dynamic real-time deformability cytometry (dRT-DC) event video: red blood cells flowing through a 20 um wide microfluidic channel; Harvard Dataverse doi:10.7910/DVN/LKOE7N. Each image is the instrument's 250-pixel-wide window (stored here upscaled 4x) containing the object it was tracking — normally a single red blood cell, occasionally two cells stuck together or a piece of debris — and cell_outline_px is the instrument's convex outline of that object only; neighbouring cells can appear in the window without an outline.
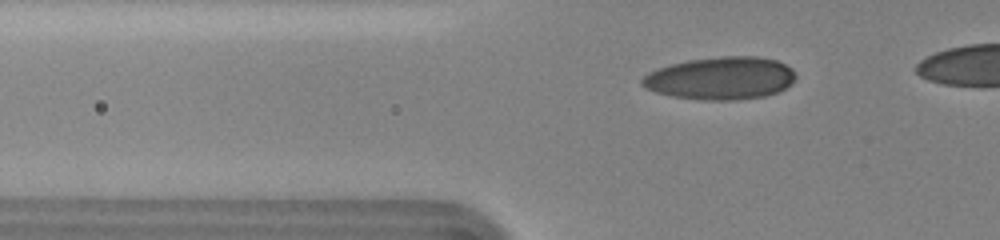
{"species": "human", "species_latin": "Homo sapiens", "temperature_condition": "cold", "stored_images_in_passage": 73, "camera_frame_rate_fps": 3000, "um_per_image_px": 0.085, "donor": {"sex": "female"}, "frame": {"image": 1, "passage_image": 30, "time_ms": 5.667, "image_size_px": [1000, 240], "cell_outline_px": [[796, 76], [784, 88], [776, 92], [764, 96], [740, 100], [700, 100], [672, 96], [656, 92], [644, 88], [640, 84], [640, 80], [648, 72], [672, 64], [688, 60], [720, 56], [756, 56], [776, 60], [792, 68], [796, 72]], "centroid_in_image_um": [61.23, 6.65], "position_along_channel_um": 64.6, "area_um2": 38.21}}
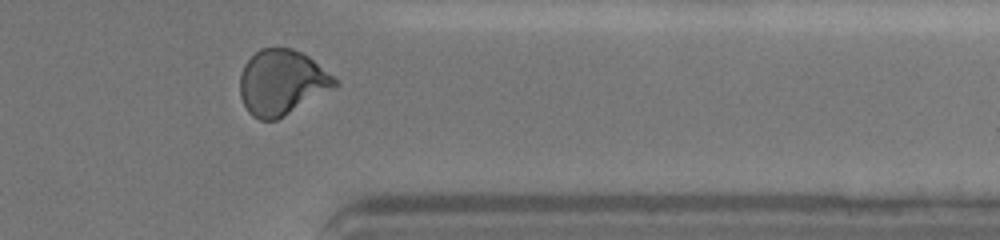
{"frame": {"image": 2, "passage_image": 70, "time_ms": 15.0, "image_size_px": [1000, 240], "cell_outline_px": [[340, 84], [336, 88], [284, 116], [276, 120], [260, 120], [252, 116], [248, 112], [240, 96], [240, 76], [244, 64], [260, 48], [276, 44], [292, 48], [308, 56], [332, 76]], "centroid_in_image_um": [23.94, 6.98], "position_along_channel_um": 387.5, "area_um2": 36.41}}